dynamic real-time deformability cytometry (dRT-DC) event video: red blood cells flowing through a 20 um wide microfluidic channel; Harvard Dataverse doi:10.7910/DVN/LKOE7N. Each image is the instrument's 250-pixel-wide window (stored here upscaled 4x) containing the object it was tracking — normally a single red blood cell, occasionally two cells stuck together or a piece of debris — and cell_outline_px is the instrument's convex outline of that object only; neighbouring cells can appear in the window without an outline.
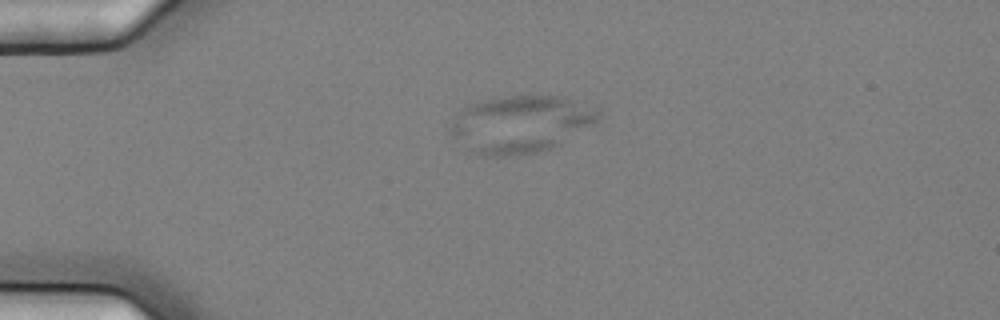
{"species": "common noctule bat (a hibernating species)", "species_latin": "Nyctalus noctula", "temperature_condition": "cold", "stored_images_in_passage": 60, "camera_frame_rate_fps": 3000, "um_per_image_px": 0.085, "animal": {"sex": "female", "body_mass_g": 25.1}, "frame": {"image": 1, "passage_image": 17, "time_ms": 5.333, "image_size_px": [1000, 320], "cell_outline_px": [[600, 116], [596, 120], [560, 144], [552, 148], [520, 156], [484, 156], [468, 148], [452, 136], [448, 132], [448, 128], [460, 108], [468, 104], [496, 96], [560, 96], [600, 108]], "centroid_in_image_um": [44.2, 10.53], "position_along_channel_um": 40.8, "area_um2": 49.3}}
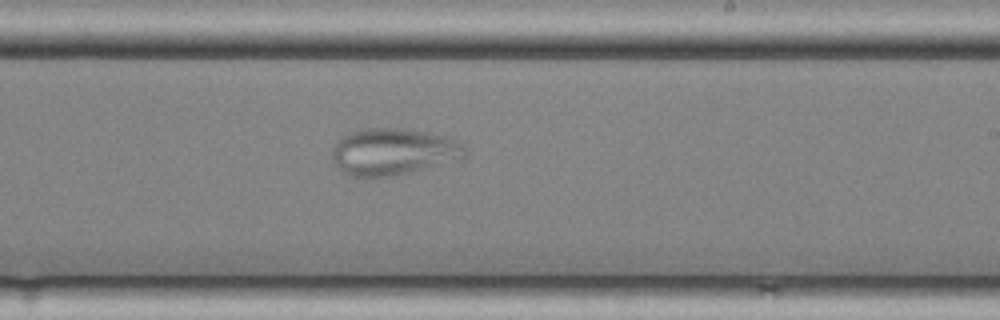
{"frame": {"image": 2, "passage_image": 38, "time_ms": 12.333, "image_size_px": [1000, 320], "cell_outline_px": [[468, 152], [464, 156], [400, 176], [348, 176], [340, 172], [332, 156], [332, 148], [336, 140], [352, 132], [368, 128], [400, 128], [428, 132], [444, 136], [456, 140]], "centroid_in_image_um": [33.36, 12.9], "position_along_channel_um": 255.6, "area_um2": 35.95}}
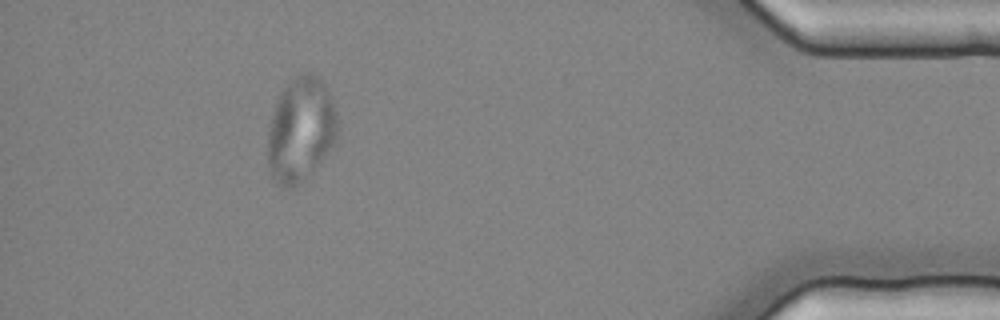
{"frame": {"image": 3, "passage_image": 55, "time_ms": 18.0, "image_size_px": [1000, 320], "cell_outline_px": [[336, 136], [332, 144], [312, 172], [292, 188], [284, 188], [276, 184], [272, 176], [268, 164], [268, 132], [272, 112], [280, 92], [296, 76], [304, 72], [312, 72], [324, 84], [332, 96], [336, 112]], "centroid_in_image_um": [25.53, 11.01], "position_along_channel_um": 409.7, "area_um2": 42.08}}